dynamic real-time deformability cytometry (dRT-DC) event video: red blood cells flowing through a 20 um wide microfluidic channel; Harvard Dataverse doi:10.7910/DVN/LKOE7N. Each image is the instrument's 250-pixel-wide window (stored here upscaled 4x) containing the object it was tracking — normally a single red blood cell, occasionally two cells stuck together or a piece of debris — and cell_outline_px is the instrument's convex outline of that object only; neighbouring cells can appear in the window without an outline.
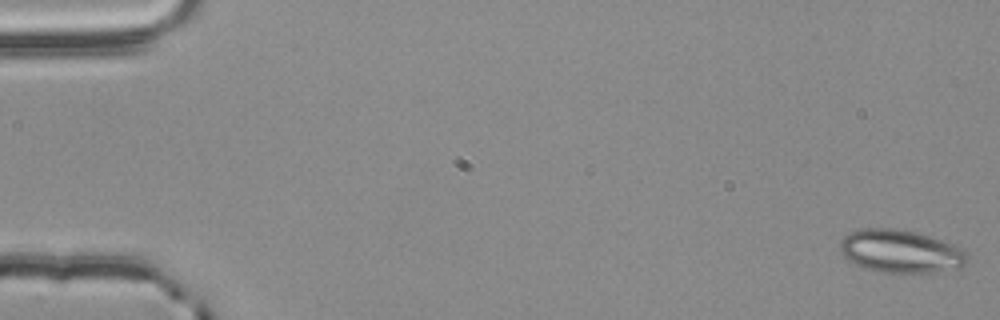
{"species": "common noctule bat (a hibernating species)", "species_latin": "Nyctalus noctula", "temperature_condition": "room temperature", "stored_images_in_passage": 55, "camera_frame_rate_fps": 3000, "um_per_image_px": 0.085, "animal": {"sex": "male", "body_mass_g": 20.4}, "frame": {"image": 1, "passage_image": 1, "time_ms": 0.0, "image_size_px": [1000, 320], "cell_outline_px": [[968, 264], [964, 268], [936, 272], [880, 272], [864, 268], [848, 260], [840, 252], [840, 240], [848, 232], [864, 228], [892, 228], [916, 232], [964, 248], [968, 252]], "centroid_in_image_um": [76.59, 21.37], "position_along_channel_um": 8.4, "area_um2": 32.19}}
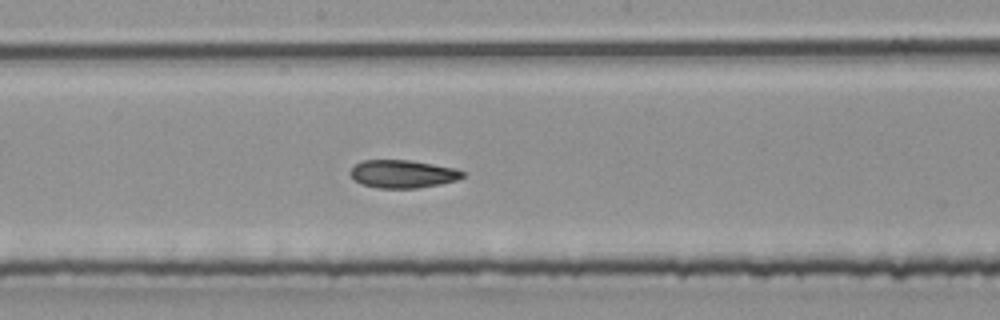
{"frame": {"image": 2, "passage_image": 30, "time_ms": 9.667, "image_size_px": [1000, 320], "cell_outline_px": [[464, 176], [456, 180], [440, 184], [416, 188], [376, 188], [360, 184], [348, 172], [356, 164], [364, 160], [412, 160], [456, 168], [464, 172]], "centroid_in_image_um": [34.23, 14.78], "position_along_channel_um": 214.0, "area_um2": 18.32}}
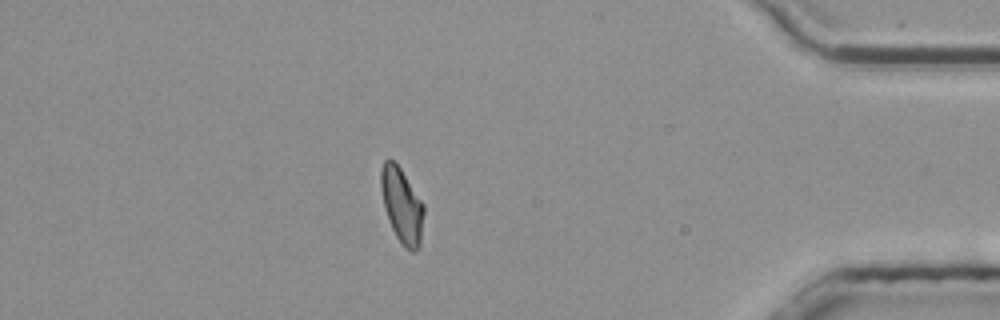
{"frame": {"image": 3, "passage_image": 48, "time_ms": 15.667, "image_size_px": [1000, 320], "cell_outline_px": [[424, 212], [420, 248], [416, 252], [412, 252], [404, 248], [396, 236], [388, 220], [384, 208], [380, 188], [380, 168], [384, 160], [392, 160], [400, 168], [424, 204]], "centroid_in_image_um": [34.15, 17.5], "position_along_channel_um": 401.0, "area_um2": 18.96}, "authors_computed_cell_mechanics": {"area_um2": 19.1896, "velocity_mm_per_s": 3.8156, "shape_relaxation_time_tau1_ms": null, "shape_relaxation_time_tau2_ms": 5.157, "deformation_change_tau1": null, "deformation_change_tau2": 0.1109}}